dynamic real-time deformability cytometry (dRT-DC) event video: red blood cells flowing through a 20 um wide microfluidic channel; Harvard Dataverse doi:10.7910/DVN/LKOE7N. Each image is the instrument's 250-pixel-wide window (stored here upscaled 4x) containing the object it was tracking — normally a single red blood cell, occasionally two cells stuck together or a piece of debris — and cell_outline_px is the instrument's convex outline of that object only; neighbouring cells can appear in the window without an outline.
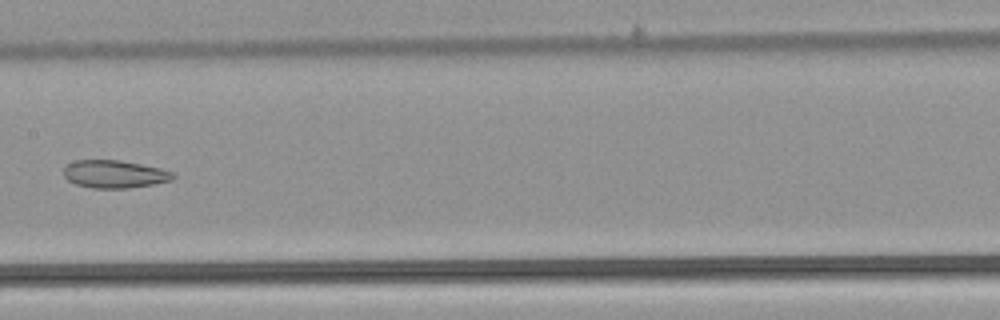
{"species": "common noctule bat (a hibernating species)", "species_latin": "Nyctalus noctula", "temperature_condition": "warm", "stored_images_in_passage": 8, "camera_frame_rate_fps": 3000, "um_per_image_px": 0.085, "animal": {"sex": "male", "body_mass_g": 21.5, "forearm_length_mm": 52.0}, "frame": {"image": 1, "passage_image": 8, "time_ms": 2.333, "image_size_px": [1000, 320], "cell_outline_px": [[176, 176], [172, 180], [152, 184], [128, 188], [92, 188], [76, 184], [68, 180], [64, 176], [64, 168], [68, 164], [76, 160], [120, 160], [160, 168], [172, 172]], "centroid_in_image_um": [9.73, 14.8], "position_along_channel_um": 197.7, "area_um2": 17.57}}